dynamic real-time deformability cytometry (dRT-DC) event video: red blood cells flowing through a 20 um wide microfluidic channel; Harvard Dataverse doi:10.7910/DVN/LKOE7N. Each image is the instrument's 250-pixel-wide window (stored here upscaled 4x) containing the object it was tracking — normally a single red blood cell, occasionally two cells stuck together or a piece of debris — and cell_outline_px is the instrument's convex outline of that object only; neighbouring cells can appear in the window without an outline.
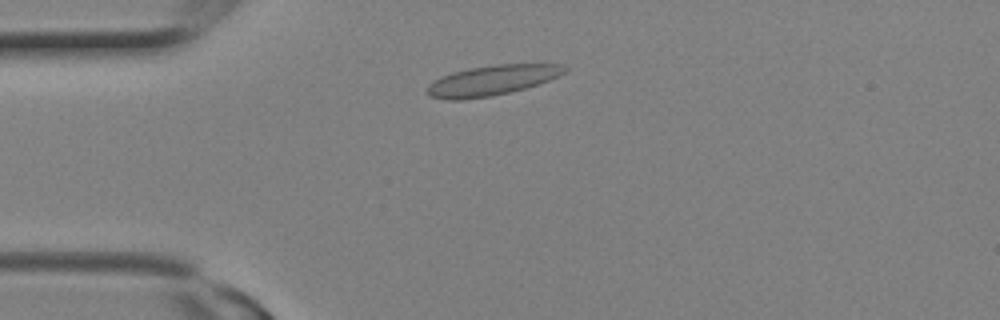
{"species": "Egyptian fruit bat (a non-hibernating species)", "species_latin": "Rousettus aegyptiacus", "temperature_condition": "room temperature", "stored_images_in_passage": 13, "camera_frame_rate_fps": 3000, "um_per_image_px": 0.085, "animal": {"sex": "female"}, "frame": {"image": 1, "passage_image": 3, "time_ms": 0.667, "image_size_px": [1000, 320], "cell_outline_px": [[568, 68], [564, 72], [540, 84], [492, 96], [460, 100], [448, 100], [428, 96], [424, 92], [428, 84], [440, 76], [452, 72], [468, 68], [496, 64], [564, 64]], "centroid_in_image_um": [41.74, 6.83], "position_along_channel_um": 43.3, "area_um2": 24.28}}
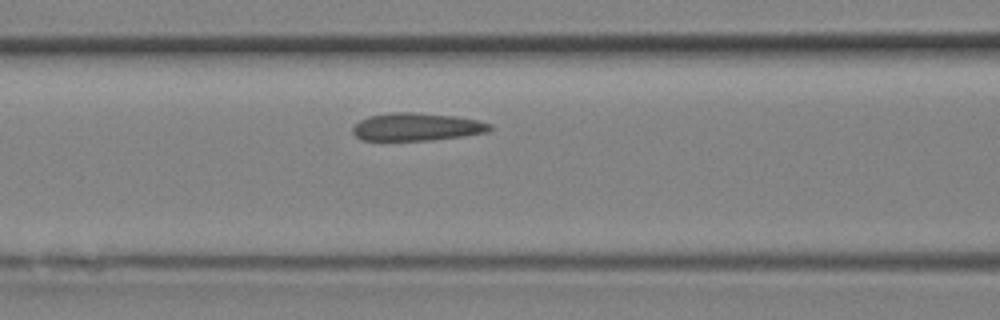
{"frame": {"image": 2, "passage_image": 7, "time_ms": 2.0, "image_size_px": [1000, 320], "cell_outline_px": [[492, 128], [488, 132], [464, 136], [432, 140], [360, 140], [352, 132], [352, 128], [360, 120], [368, 116], [392, 112], [412, 112], [456, 116], [476, 120], [492, 124]], "centroid_in_image_um": [35.42, 10.78], "position_along_channel_um": 131.2, "area_um2": 22.25}}
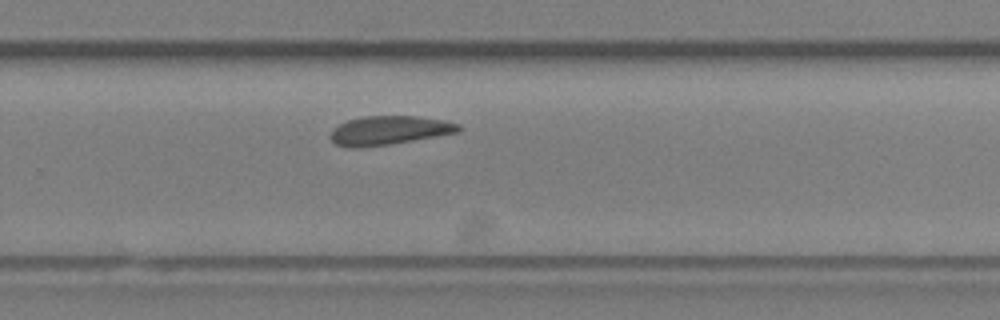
{"frame": {"image": 3, "passage_image": 13, "time_ms": 4.0, "image_size_px": [1000, 320], "cell_outline_px": [[460, 132], [392, 144], [360, 148], [344, 148], [336, 144], [328, 136], [332, 128], [348, 120], [364, 116], [416, 116], [444, 120], [460, 124]], "centroid_in_image_um": [33.04, 11.09], "position_along_channel_um": 296.8, "area_um2": 21.85}}